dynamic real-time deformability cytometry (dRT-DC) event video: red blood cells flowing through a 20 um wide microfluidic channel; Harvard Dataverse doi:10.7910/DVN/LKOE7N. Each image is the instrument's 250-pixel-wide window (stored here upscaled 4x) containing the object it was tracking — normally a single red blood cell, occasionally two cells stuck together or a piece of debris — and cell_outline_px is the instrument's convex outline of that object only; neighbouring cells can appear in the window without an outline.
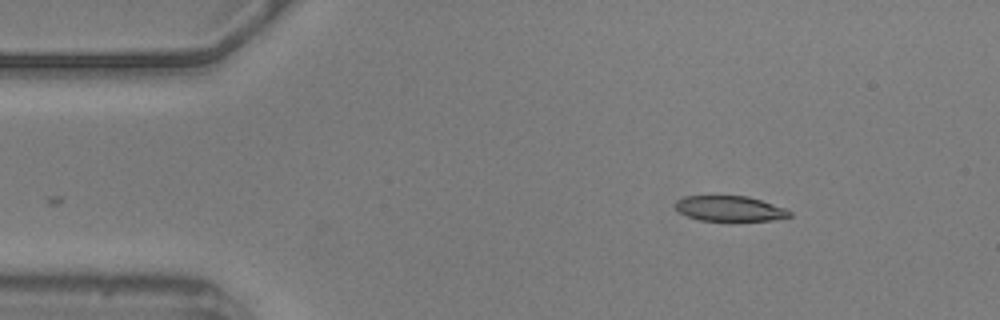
{"species": "common noctule bat (a hibernating species)", "species_latin": "Nyctalus noctula", "temperature_condition": "warm", "stored_images_in_passage": 41, "camera_frame_rate_fps": 3000, "um_per_image_px": 0.085, "animal": {"sex": "male", "body_mass_g": 20.5, "forearm_length_mm": 52.5}, "frame": {"image": 1, "passage_image": 1, "time_ms": 0.0, "image_size_px": [1000, 320], "cell_outline_px": [[792, 216], [772, 220], [700, 220], [688, 216], [680, 212], [676, 208], [676, 200], [684, 196], [748, 196], [784, 208], [792, 212]], "centroid_in_image_um": [62.03, 17.72], "position_along_channel_um": 23.0, "area_um2": 16.53}}
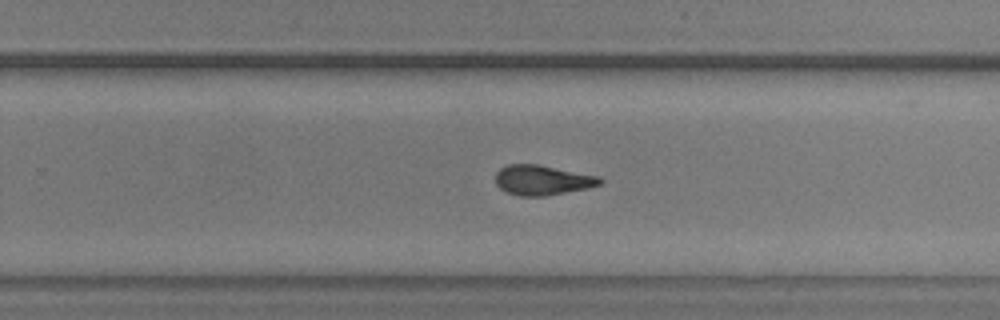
{"frame": {"image": 2, "passage_image": 28, "time_ms": 9.0, "image_size_px": [1000, 320], "cell_outline_px": [[604, 180], [600, 184], [588, 188], [544, 196], [520, 196], [504, 192], [496, 184], [496, 172], [500, 168], [508, 164], [540, 164], [600, 176]], "centroid_in_image_um": [46.1, 15.3], "position_along_channel_um": 283.7, "area_um2": 18.44}}
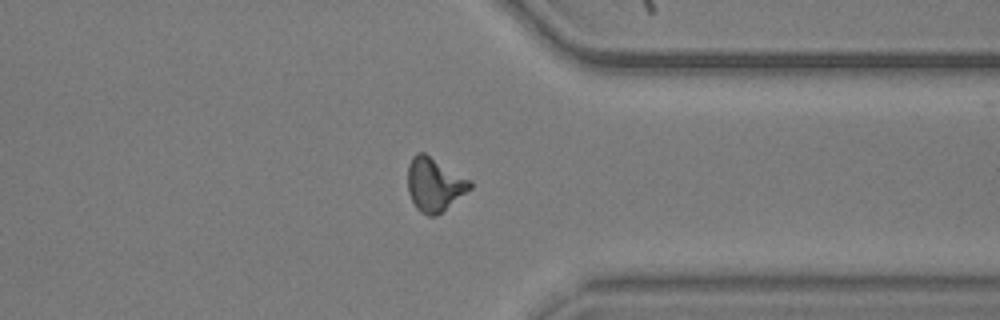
{"frame": {"image": 3, "passage_image": 36, "time_ms": 11.667, "image_size_px": [1000, 320], "cell_outline_px": [[472, 188], [436, 216], [428, 216], [420, 212], [416, 208], [408, 192], [408, 164], [412, 156], [416, 152], [424, 152], [472, 180]], "centroid_in_image_um": [36.92, 15.66], "position_along_channel_um": 374.5, "area_um2": 19.59}, "authors_computed_cell_mechanics": {"area_um2": 18.3804, "velocity_mm_per_s": 3.6098, "shape_relaxation_time_tau1_ms": 5.6045, "shape_relaxation_time_tau2_ms": 3.3161, "deformation_change_tau1": 0.1936, "deformation_change_tau2": 0.1251}}